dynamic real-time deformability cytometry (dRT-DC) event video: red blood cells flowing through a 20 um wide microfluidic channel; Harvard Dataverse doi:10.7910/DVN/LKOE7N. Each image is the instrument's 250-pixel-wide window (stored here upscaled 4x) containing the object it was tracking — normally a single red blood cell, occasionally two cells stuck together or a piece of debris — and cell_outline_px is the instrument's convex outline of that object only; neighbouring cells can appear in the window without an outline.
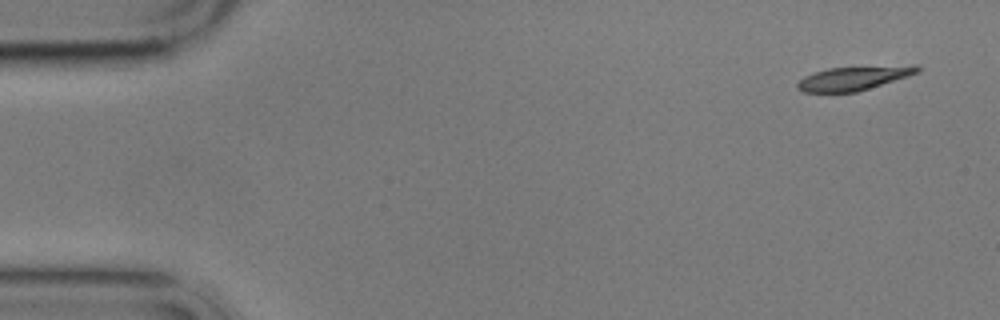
{"species": "common noctule bat (a hibernating species)", "species_latin": "Nyctalus noctula", "temperature_condition": "cold", "stored_images_in_passage": 5, "camera_frame_rate_fps": 3000, "um_per_image_px": 0.085, "animal": {"sex": "male", "body_mass_g": 17.9}, "frame": {"image": 1, "passage_image": 1, "time_ms": 0.0, "image_size_px": [1000, 320], "cell_outline_px": [[920, 72], [908, 76], [856, 92], [804, 92], [796, 88], [796, 84], [804, 76], [828, 68], [912, 64], [920, 64]], "centroid_in_image_um": [72.62, 6.62], "position_along_channel_um": 12.4, "area_um2": 16.88}}